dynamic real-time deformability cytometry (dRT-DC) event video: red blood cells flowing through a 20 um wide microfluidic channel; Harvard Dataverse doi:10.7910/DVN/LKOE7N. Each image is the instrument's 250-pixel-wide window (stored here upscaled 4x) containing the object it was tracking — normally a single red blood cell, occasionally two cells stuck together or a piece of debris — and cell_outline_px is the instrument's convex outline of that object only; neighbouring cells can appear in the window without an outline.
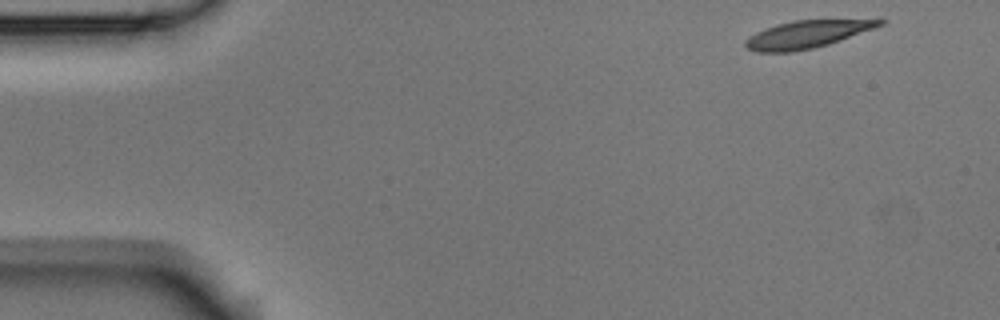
{"species": "Egyptian fruit bat (a non-hibernating species)", "species_latin": "Rousettus aegyptiacus", "temperature_condition": "room temperature", "stored_images_in_passage": 50, "camera_frame_rate_fps": 3000, "um_per_image_px": 0.085, "animal": {"sex": "male"}, "frame": {"image": 1, "passage_image": 1, "time_ms": 0.0, "image_size_px": [1000, 320], "cell_outline_px": [[888, 20], [884, 24], [828, 44], [812, 48], [792, 52], [756, 52], [748, 48], [744, 44], [744, 40], [756, 32], [776, 24], [792, 20]], "centroid_in_image_um": [68.51, 2.92], "position_along_channel_um": 16.5, "area_um2": 21.1}}
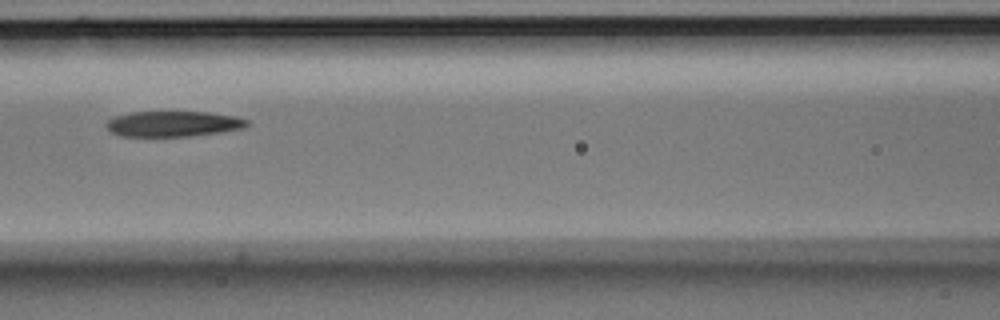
{"frame": {"image": 2, "passage_image": 20, "time_ms": 6.333, "image_size_px": [1000, 320], "cell_outline_px": [[252, 124], [244, 128], [220, 132], [192, 136], [120, 136], [112, 132], [104, 124], [108, 120], [116, 116], [132, 112], [208, 112], [236, 116], [248, 120]], "centroid_in_image_um": [14.77, 10.52], "position_along_channel_um": 151.8, "area_um2": 20.98}}
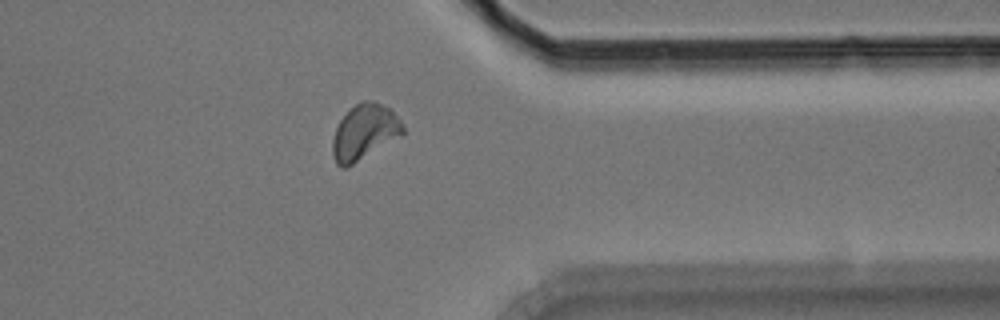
{"frame": {"image": 3, "passage_image": 39, "time_ms": 12.667, "image_size_px": [1000, 320], "cell_outline_px": [[404, 132], [400, 136], [348, 168], [340, 168], [336, 164], [332, 156], [332, 140], [336, 128], [340, 120], [360, 100], [372, 100], [388, 108], [400, 120], [404, 128]], "centroid_in_image_um": [30.94, 11.27], "position_along_channel_um": 380.5, "area_um2": 22.6}, "authors_computed_cell_mechanics": {"area_um2": 21.9351, "velocity_mm_per_s": 3.743, "shape_relaxation_time_tau1_ms": 7.7782, "shape_relaxation_time_tau2_ms": 10.9994, "deformation_change_tau1": 0.2035, "deformation_change_tau2": 0.2029}}